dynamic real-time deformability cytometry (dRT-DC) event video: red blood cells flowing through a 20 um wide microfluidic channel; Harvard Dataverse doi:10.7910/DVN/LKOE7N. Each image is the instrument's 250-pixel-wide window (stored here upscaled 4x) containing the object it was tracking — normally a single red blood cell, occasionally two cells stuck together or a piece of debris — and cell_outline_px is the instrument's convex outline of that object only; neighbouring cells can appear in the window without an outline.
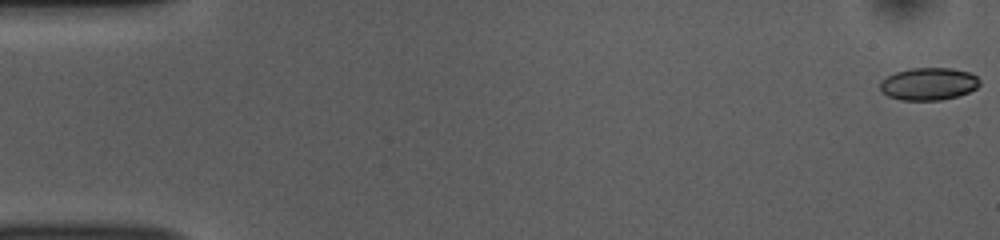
{"species": "common noctule bat (a hibernating species)", "species_latin": "Nyctalus noctula", "temperature_condition": "room temperature", "stored_images_in_passage": 54, "camera_frame_rate_fps": 3000, "um_per_image_px": 0.085, "animal": {"sex": "female", "body_mass_g": 10.0, "forearm_length_mm": 53.1}, "frame": {"image": 1, "passage_image": 1, "time_ms": 0.0, "image_size_px": [1000, 240], "cell_outline_px": [[980, 84], [976, 88], [968, 92], [956, 96], [936, 100], [904, 100], [892, 96], [884, 92], [880, 88], [880, 84], [888, 76], [900, 72], [916, 68], [948, 68], [968, 72], [976, 76]], "centroid_in_image_um": [78.98, 7.13], "position_along_channel_um": 6.0, "area_um2": 18.09}}
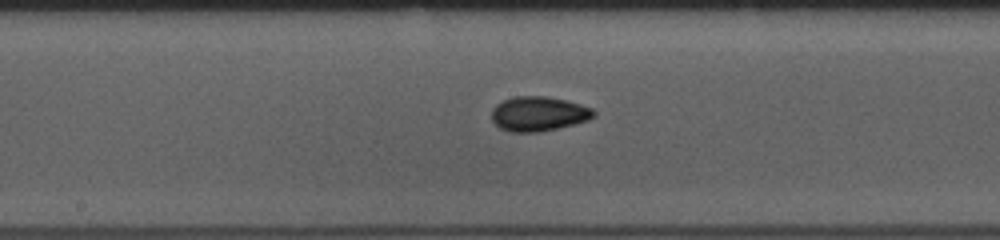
{"frame": {"image": 2, "passage_image": 28, "time_ms": 9.0, "image_size_px": [1000, 240], "cell_outline_px": [[592, 116], [584, 120], [572, 124], [552, 128], [528, 132], [516, 132], [504, 128], [496, 124], [492, 120], [492, 112], [504, 100], [520, 96], [540, 96], [564, 100], [592, 108]], "centroid_in_image_um": [45.75, 9.65], "position_along_channel_um": 202.5, "area_um2": 19.25}}
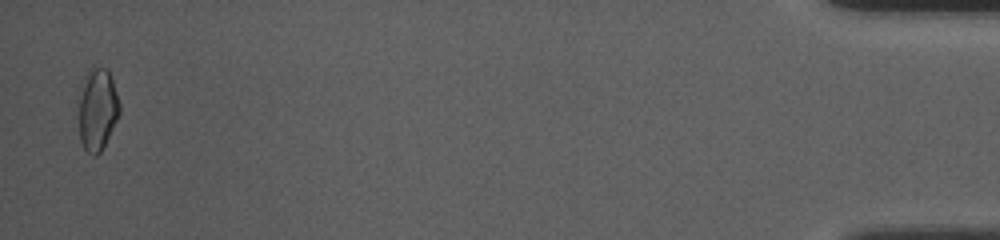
{"frame": {"image": 3, "passage_image": 53, "time_ms": 17.333, "image_size_px": [1000, 240], "cell_outline_px": [[120, 112], [100, 152], [88, 152], [84, 148], [80, 136], [80, 100], [84, 88], [92, 72], [96, 68], [104, 68], [108, 72], [112, 80], [120, 108]], "centroid_in_image_um": [8.32, 9.38], "position_along_channel_um": 426.9, "area_um2": 17.74}, "authors_computed_cell_mechanics": {"area_um2": 18.1203, "velocity_mm_per_s": 3.7571, "shape_relaxation_time_tau1_ms": 3.4935, "shape_relaxation_time_tau2_ms": 3.9451, "deformation_change_tau1": 0.0874, "deformation_change_tau2": 0.0819}}